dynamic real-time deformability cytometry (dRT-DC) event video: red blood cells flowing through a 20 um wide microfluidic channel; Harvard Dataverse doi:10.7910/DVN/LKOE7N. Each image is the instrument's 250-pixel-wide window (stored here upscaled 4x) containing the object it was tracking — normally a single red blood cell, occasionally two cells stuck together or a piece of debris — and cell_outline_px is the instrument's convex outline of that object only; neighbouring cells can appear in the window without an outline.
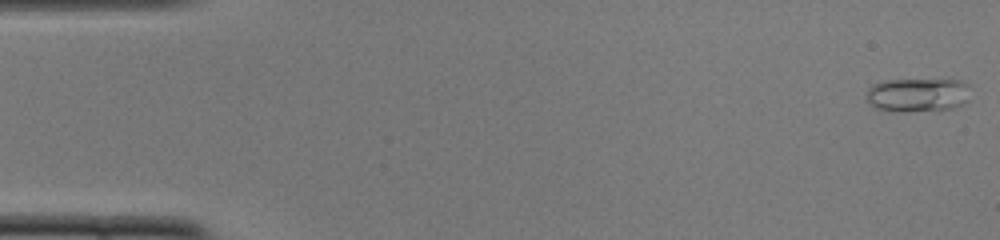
{"species": "common noctule bat (a hibernating species)", "species_latin": "Nyctalus noctula", "temperature_condition": "cold", "stored_images_in_passage": 51, "camera_frame_rate_fps": 3000, "um_per_image_px": 0.085, "animal": {"sex": "female", "body_mass_g": 22.0, "forearm_length_mm": 56.7}, "frame": {"image": 1, "passage_image": 1, "time_ms": 0.0, "image_size_px": [1000, 240], "cell_outline_px": [[968, 100], [964, 104], [952, 108], [908, 112], [888, 112], [876, 108], [868, 104], [868, 88], [872, 84], [884, 80], [960, 80], [968, 84]], "centroid_in_image_um": [77.97, 8.08], "position_along_channel_um": 7.0, "area_um2": 20.69}}
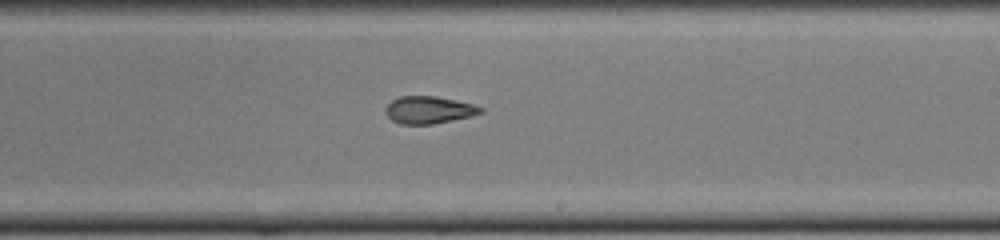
{"frame": {"image": 2, "passage_image": 30, "time_ms": 9.667, "image_size_px": [1000, 240], "cell_outline_px": [[484, 112], [472, 116], [432, 124], [400, 124], [392, 120], [384, 112], [384, 108], [392, 100], [400, 96], [436, 96], [456, 100], [472, 104], [484, 108]], "centroid_in_image_um": [36.45, 9.34], "position_along_channel_um": 252.6, "area_um2": 15.2}}
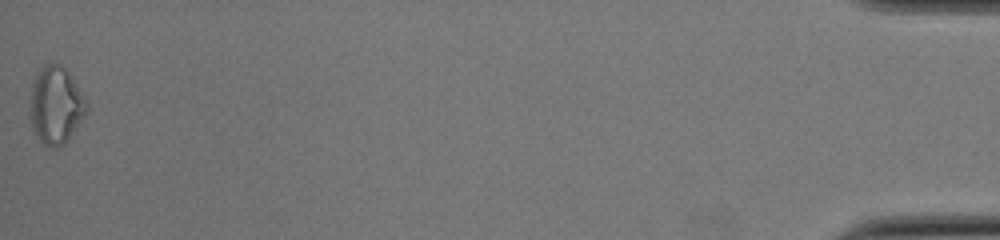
{"frame": {"image": 3, "passage_image": 51, "time_ms": 16.667, "image_size_px": [1000, 240], "cell_outline_px": [[88, 108], [84, 116], [64, 144], [56, 148], [52, 148], [44, 144], [36, 136], [32, 124], [28, 100], [32, 80], [40, 68], [44, 64], [52, 60], [60, 64], [72, 76], [88, 104]], "centroid_in_image_um": [4.71, 8.89], "position_along_channel_um": 430.5, "area_um2": 25.84}, "authors_computed_cell_mechanics": {"area_um2": 16.3574, "velocity_mm_per_s": 3.9167, "shape_relaxation_time_tau1_ms": 6.3149, "shape_relaxation_time_tau2_ms": 2.8659, "deformation_change_tau1": 0.1403, "deformation_change_tau2": 0.1106}}